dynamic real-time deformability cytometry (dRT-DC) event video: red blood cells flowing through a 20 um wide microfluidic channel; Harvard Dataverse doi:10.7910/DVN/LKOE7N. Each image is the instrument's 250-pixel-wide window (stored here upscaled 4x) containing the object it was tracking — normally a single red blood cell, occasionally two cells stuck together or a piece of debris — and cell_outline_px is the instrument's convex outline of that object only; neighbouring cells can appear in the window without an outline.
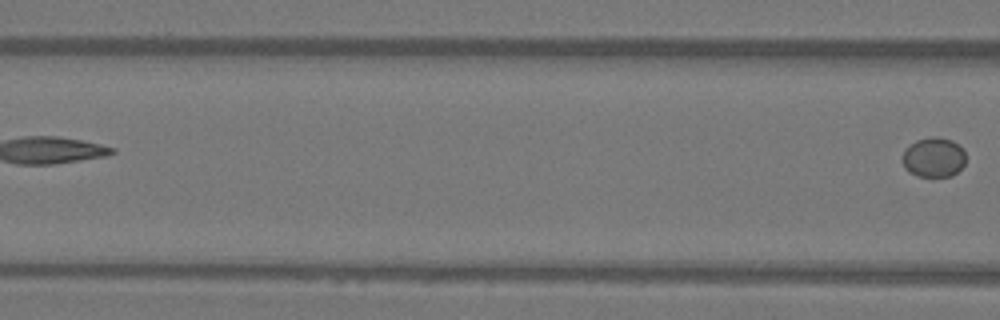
{"species": "Egyptian fruit bat (a non-hibernating species)", "species_latin": "Rousettus aegyptiacus", "temperature_condition": "warm", "stored_images_in_passage": 5, "camera_frame_rate_fps": 3000, "um_per_image_px": 0.085, "animal": {"sex": "female"}, "frame": {"image": 1, "passage_image": 5, "time_ms": 1.333, "image_size_px": [1000, 320], "cell_outline_px": [[964, 164], [952, 176], [916, 176], [908, 172], [904, 168], [904, 152], [916, 140], [932, 136], [936, 136], [952, 140], [964, 148]], "centroid_in_image_um": [79.38, 13.37], "position_along_channel_um": 87.2, "area_um2": 14.51}}